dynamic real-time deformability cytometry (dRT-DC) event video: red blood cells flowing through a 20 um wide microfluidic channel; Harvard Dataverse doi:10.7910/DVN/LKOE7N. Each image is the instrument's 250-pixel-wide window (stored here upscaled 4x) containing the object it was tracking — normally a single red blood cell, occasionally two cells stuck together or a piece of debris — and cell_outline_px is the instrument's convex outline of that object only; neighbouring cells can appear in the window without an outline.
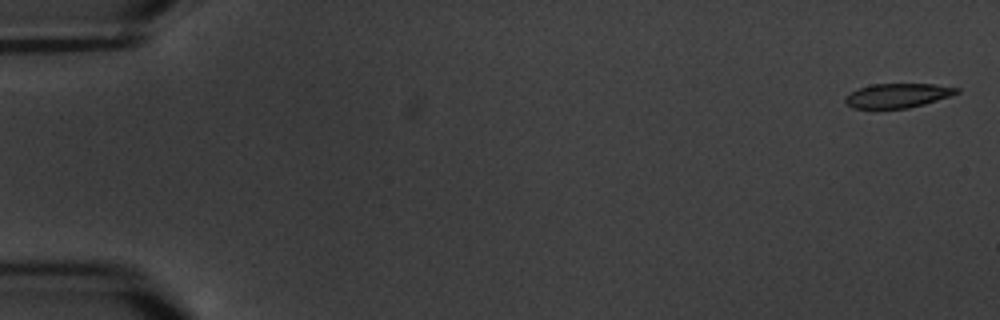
{"species": "common noctule bat (a hibernating species)", "species_latin": "Nyctalus noctula", "temperature_condition": "warm", "stored_images_in_passage": 7, "camera_frame_rate_fps": 3000, "um_per_image_px": 0.085, "animal": {"sex": "male", "body_mass_g": 20.1, "forearm_length_mm": 53.5}, "frame": {"image": 1, "passage_image": 1, "time_ms": 0.0, "image_size_px": [1000, 320], "cell_outline_px": [[960, 92], [924, 104], [908, 108], [852, 108], [844, 100], [844, 96], [860, 88], [872, 84], [932, 84], [960, 88]], "centroid_in_image_um": [76.29, 8.12], "position_along_channel_um": 8.7, "area_um2": 15.55}}
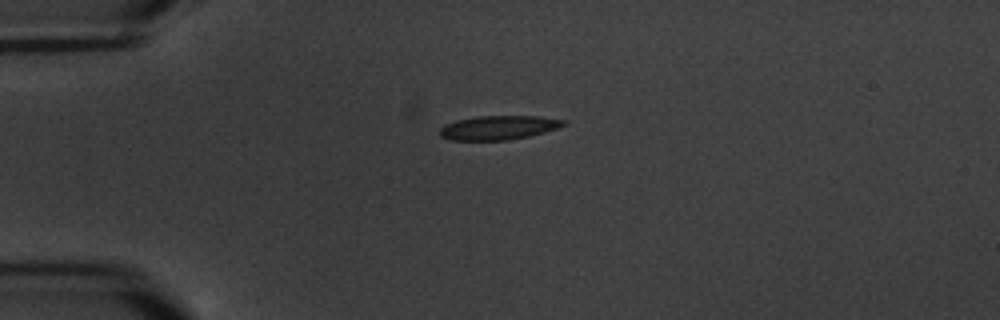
{"frame": {"image": 2, "passage_image": 5, "time_ms": 4.667, "image_size_px": [1000, 320], "cell_outline_px": [[568, 124], [544, 132], [528, 136], [508, 140], [452, 140], [440, 136], [440, 128], [444, 124], [456, 120], [476, 116], [540, 116], [568, 120]], "centroid_in_image_um": [42.39, 10.84], "position_along_channel_um": 42.6, "area_um2": 17.46}}